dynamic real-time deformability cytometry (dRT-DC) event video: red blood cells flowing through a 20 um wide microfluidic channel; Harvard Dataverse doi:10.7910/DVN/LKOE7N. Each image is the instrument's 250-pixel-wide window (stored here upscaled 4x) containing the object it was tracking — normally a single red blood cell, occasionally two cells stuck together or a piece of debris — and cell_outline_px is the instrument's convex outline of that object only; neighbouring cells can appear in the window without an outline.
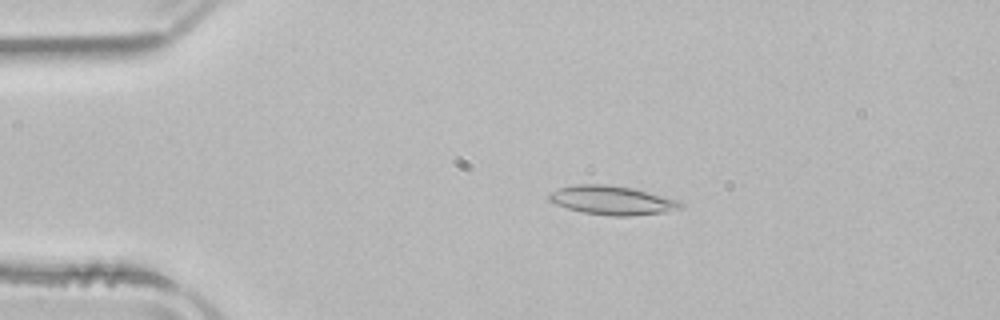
{"species": "common noctule bat (a hibernating species)", "species_latin": "Nyctalus noctula", "temperature_condition": "room temperature", "stored_images_in_passage": 51, "camera_frame_rate_fps": 3000, "um_per_image_px": 0.085, "animal": {"sex": "male", "body_mass_g": 21.5, "forearm_length_mm": 52.0}, "frame": {"image": 1, "passage_image": 10, "time_ms": 3.0, "image_size_px": [1000, 320], "cell_outline_px": [[684, 208], [664, 212], [632, 216], [612, 216], [584, 212], [568, 208], [556, 204], [548, 200], [548, 192], [572, 184], [604, 184], [632, 188], [680, 200], [684, 204]], "centroid_in_image_um": [52.04, 17.02], "position_along_channel_um": 33.0, "area_um2": 22.25}}
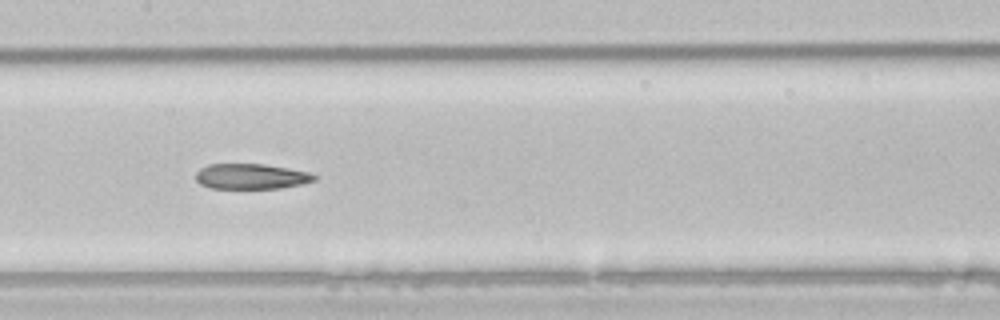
{"frame": {"image": 2, "passage_image": 25, "time_ms": 8.0, "image_size_px": [1000, 320], "cell_outline_px": [[316, 180], [300, 184], [280, 188], [212, 188], [200, 184], [196, 180], [196, 172], [200, 168], [208, 164], [264, 164], [288, 168], [308, 172], [316, 176]], "centroid_in_image_um": [21.32, 14.99], "position_along_channel_um": 186.1, "area_um2": 17.4}}
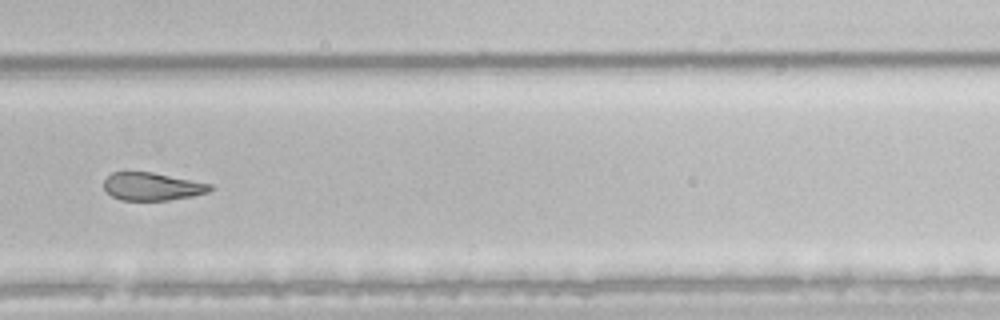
{"frame": {"image": 3, "passage_image": 35, "time_ms": 11.333, "image_size_px": [1000, 320], "cell_outline_px": [[216, 188], [208, 192], [192, 196], [168, 200], [120, 200], [112, 196], [104, 188], [104, 180], [112, 172], [152, 172], [212, 184]], "centroid_in_image_um": [12.96, 15.85], "position_along_channel_um": 316.8, "area_um2": 17.22}, "authors_computed_cell_mechanics": {"area_um2": 20.6346, "velocity_mm_per_s": 3.948, "shape_relaxation_time_tau1_ms": null, "shape_relaxation_time_tau2_ms": 8.3514, "deformation_change_tau1": null, "deformation_change_tau2": 0.189}}